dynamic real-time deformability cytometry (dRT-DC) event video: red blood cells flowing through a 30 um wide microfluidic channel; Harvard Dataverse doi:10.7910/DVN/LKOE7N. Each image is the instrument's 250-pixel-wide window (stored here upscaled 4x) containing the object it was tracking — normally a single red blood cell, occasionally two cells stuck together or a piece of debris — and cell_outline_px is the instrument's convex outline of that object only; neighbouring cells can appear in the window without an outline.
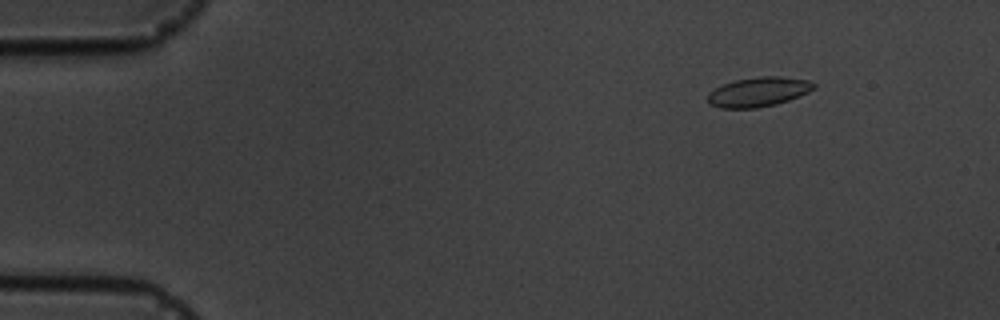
{"species": "common noctule bat (a hibernating species)", "species_latin": "Nyctalus noctula", "temperature_condition": "cold", "stored_images_in_passage": 4, "camera_frame_rate_fps": 3000, "um_per_image_px": 0.085, "animal": {"sex": "male", "body_mass_g": 19.5, "forearm_length_mm": 54.6}, "frame": {"image": 1, "passage_image": 2, "time_ms": 1.333, "image_size_px": [1000, 320], "cell_outline_px": [[816, 88], [800, 96], [776, 104], [756, 108], [720, 108], [708, 104], [708, 92], [724, 84], [736, 80], [760, 76], [784, 76], [808, 80], [816, 84]], "centroid_in_image_um": [64.49, 7.81], "position_along_channel_um": 20.5, "area_um2": 18.32}}
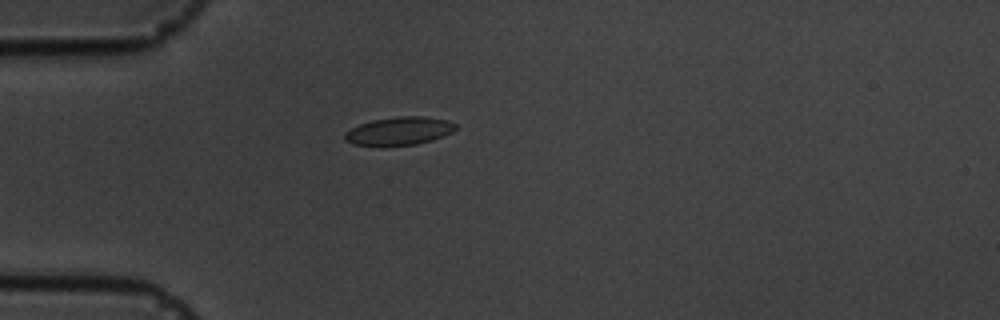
{"frame": {"image": 2, "passage_image": 4, "time_ms": 4.333, "image_size_px": [1000, 320], "cell_outline_px": [[456, 128], [452, 132], [444, 136], [432, 140], [416, 144], [352, 144], [344, 140], [344, 132], [360, 124], [372, 120], [400, 116], [424, 116], [448, 120], [456, 124]], "centroid_in_image_um": [33.96, 11.11], "position_along_channel_um": 51.0, "area_um2": 17.8}}